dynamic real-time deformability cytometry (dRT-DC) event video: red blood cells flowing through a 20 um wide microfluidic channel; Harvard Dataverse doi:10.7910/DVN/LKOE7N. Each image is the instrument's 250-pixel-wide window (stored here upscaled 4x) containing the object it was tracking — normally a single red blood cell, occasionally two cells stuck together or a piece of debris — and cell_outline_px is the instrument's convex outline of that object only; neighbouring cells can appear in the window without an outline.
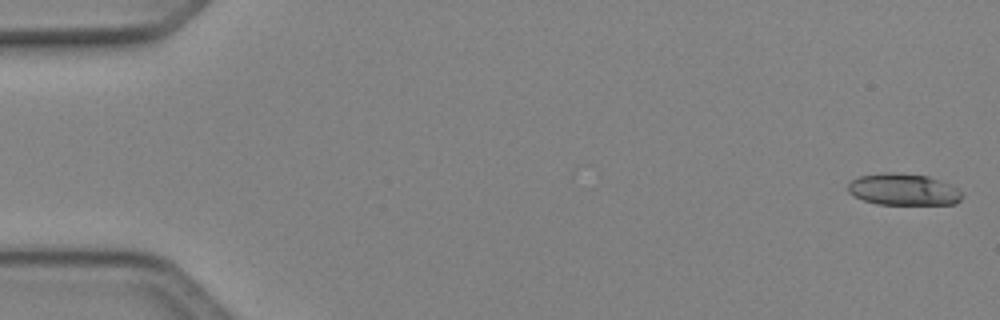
{"species": "Egyptian fruit bat (a non-hibernating species)", "species_latin": "Rousettus aegyptiacus", "temperature_condition": "cold", "stored_images_in_passage": 49, "camera_frame_rate_fps": 3000, "um_per_image_px": 0.085, "animal": {"sex": "female"}, "frame": {"image": 1, "passage_image": 1, "time_ms": 0.0, "image_size_px": [1000, 320], "cell_outline_px": [[964, 196], [956, 204], [876, 204], [864, 200], [848, 192], [848, 184], [852, 180], [860, 176], [884, 172], [896, 172], [928, 176], [940, 180], [964, 192]], "centroid_in_image_um": [76.82, 16.1], "position_along_channel_um": 8.2, "area_um2": 21.1}}
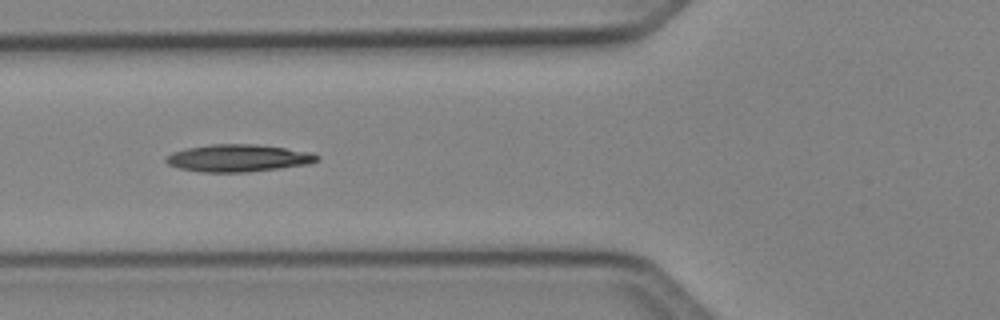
{"frame": {"image": 2, "passage_image": 19, "time_ms": 6.0, "image_size_px": [1000, 320], "cell_outline_px": [[320, 160], [308, 164], [248, 172], [200, 172], [180, 168], [168, 164], [164, 160], [164, 156], [172, 152], [188, 148], [208, 144], [256, 144], [312, 152], [320, 156]], "centroid_in_image_um": [20.24, 13.43], "position_along_channel_um": 105.6, "area_um2": 24.1}}
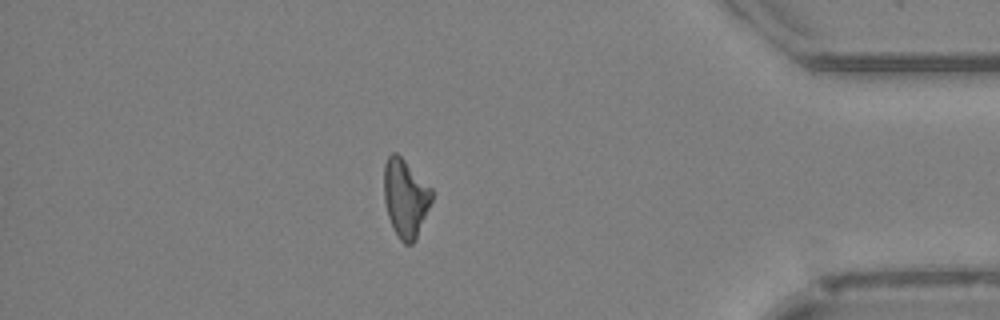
{"frame": {"image": 3, "passage_image": 43, "time_ms": 14.0, "image_size_px": [1000, 320], "cell_outline_px": [[432, 200], [416, 240], [412, 244], [404, 244], [400, 240], [388, 216], [384, 200], [384, 164], [388, 156], [392, 152], [396, 152], [432, 188]], "centroid_in_image_um": [34.46, 16.83], "position_along_channel_um": 400.7, "area_um2": 21.62}, "authors_computed_cell_mechanics": {"area_um2": 22.0218, "velocity_mm_per_s": 4.1449, "shape_relaxation_time_tau1_ms": 5.7651, "shape_relaxation_time_tau2_ms": null, "deformation_change_tau1": 0.153, "deformation_change_tau2": null}}